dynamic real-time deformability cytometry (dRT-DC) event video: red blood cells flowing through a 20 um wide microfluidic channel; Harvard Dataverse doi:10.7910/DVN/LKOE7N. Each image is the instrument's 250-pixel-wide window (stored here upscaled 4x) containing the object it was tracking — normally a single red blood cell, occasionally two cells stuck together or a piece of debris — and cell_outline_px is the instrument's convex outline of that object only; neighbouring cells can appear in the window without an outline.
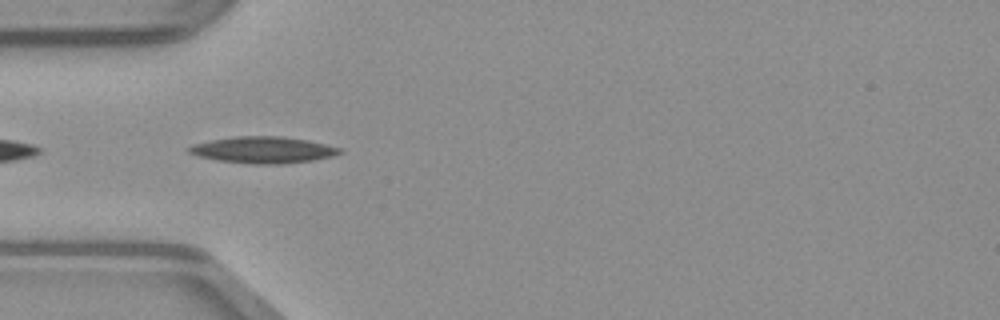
{"species": "common noctule bat (a hibernating species)", "species_latin": "Nyctalus noctula", "temperature_condition": "warm", "stored_images_in_passage": 13, "camera_frame_rate_fps": 3000, "um_per_image_px": 0.085, "animal": {"sex": "male", "body_mass_g": 23.1, "forearm_length_mm": 52.7}, "frame": {"image": 1, "passage_image": 4, "time_ms": 1.0, "image_size_px": [1000, 320], "cell_outline_px": [[344, 152], [332, 156], [312, 160], [280, 164], [252, 164], [216, 160], [196, 156], [188, 152], [188, 148], [192, 144], [212, 140], [236, 136], [280, 136], [308, 140], [340, 148]], "centroid_in_image_um": [22.34, 12.74], "position_along_channel_um": 62.7, "area_um2": 23.24}}
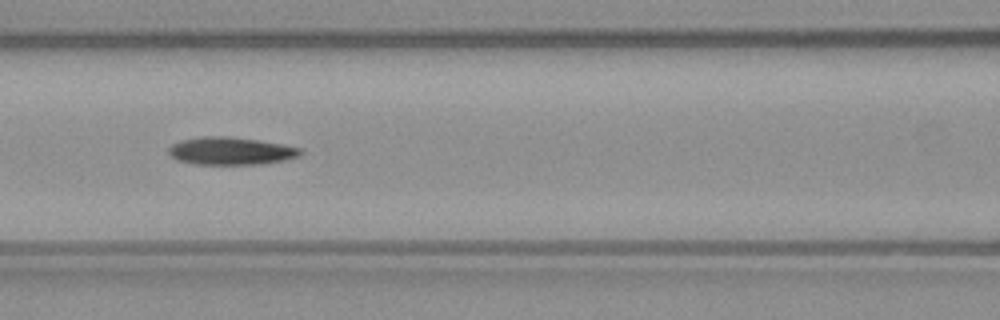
{"frame": {"image": 2, "passage_image": 10, "time_ms": 3.0, "image_size_px": [1000, 320], "cell_outline_px": [[304, 152], [300, 156], [284, 160], [260, 164], [192, 164], [176, 160], [168, 152], [168, 148], [172, 144], [184, 140], [204, 136], [224, 136], [256, 140], [284, 144], [300, 148]], "centroid_in_image_um": [19.63, 12.84], "position_along_channel_um": 147.0, "area_um2": 21.15}}